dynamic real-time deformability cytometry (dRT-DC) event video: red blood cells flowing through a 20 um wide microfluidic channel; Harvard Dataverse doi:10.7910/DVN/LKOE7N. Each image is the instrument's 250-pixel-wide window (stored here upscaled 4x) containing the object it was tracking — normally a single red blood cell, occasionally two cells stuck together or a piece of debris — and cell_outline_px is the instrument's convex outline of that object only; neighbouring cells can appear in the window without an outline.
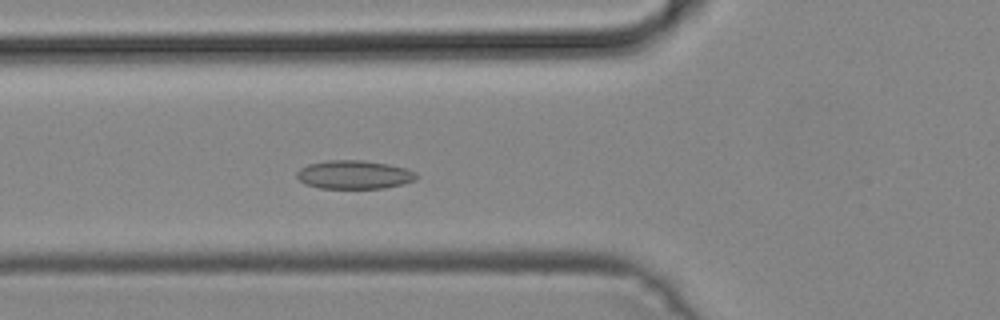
{"species": "common noctule bat (a hibernating species)", "species_latin": "Nyctalus noctula", "temperature_condition": "cold", "stored_images_in_passage": 50, "camera_frame_rate_fps": 3000, "um_per_image_px": 0.085, "animal": {"sex": "male", "body_mass_g": 19.2, "forearm_length_mm": 51.8}, "frame": {"image": 1, "passage_image": 18, "time_ms": 5.667, "image_size_px": [1000, 320], "cell_outline_px": [[416, 180], [384, 188], [320, 188], [304, 184], [296, 176], [296, 172], [300, 168], [308, 164], [328, 160], [364, 160], [388, 164], [404, 168], [416, 172]], "centroid_in_image_um": [30.06, 14.84], "position_along_channel_um": 95.7, "area_um2": 19.83}}
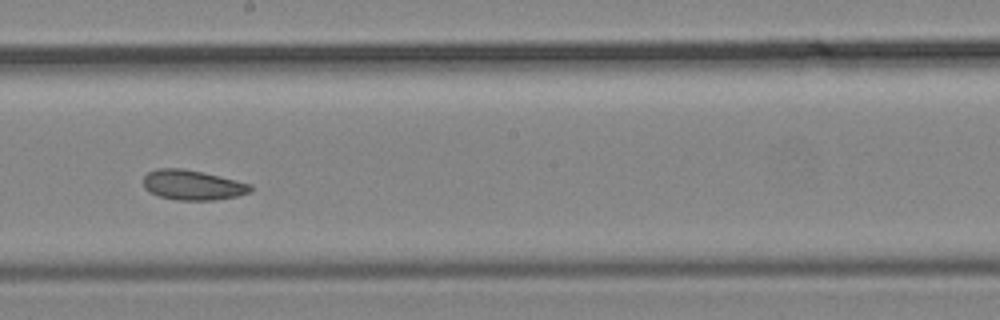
{"frame": {"image": 2, "passage_image": 28, "time_ms": 9.0, "image_size_px": [1000, 320], "cell_outline_px": [[252, 192], [236, 196], [216, 200], [176, 200], [160, 196], [148, 192], [144, 188], [144, 176], [148, 172], [160, 168], [184, 168], [204, 172], [252, 184]], "centroid_in_image_um": [16.38, 15.72], "position_along_channel_um": 231.8, "area_um2": 18.84}}
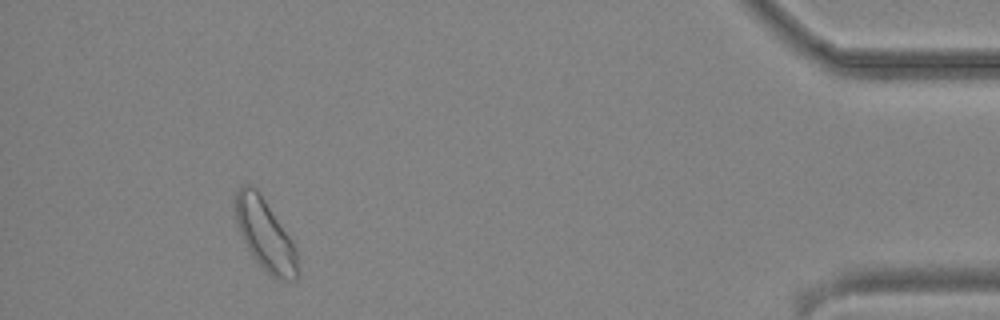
{"frame": {"image": 3, "passage_image": 46, "time_ms": 15.0, "image_size_px": [1000, 320], "cell_outline_px": [[300, 272], [296, 280], [280, 280], [272, 276], [252, 256], [240, 232], [236, 220], [236, 192], [244, 184], [248, 184], [256, 188], [292, 240], [296, 248]], "centroid_in_image_um": [22.58, 19.99], "position_along_channel_um": 412.6, "area_um2": 25.37}}